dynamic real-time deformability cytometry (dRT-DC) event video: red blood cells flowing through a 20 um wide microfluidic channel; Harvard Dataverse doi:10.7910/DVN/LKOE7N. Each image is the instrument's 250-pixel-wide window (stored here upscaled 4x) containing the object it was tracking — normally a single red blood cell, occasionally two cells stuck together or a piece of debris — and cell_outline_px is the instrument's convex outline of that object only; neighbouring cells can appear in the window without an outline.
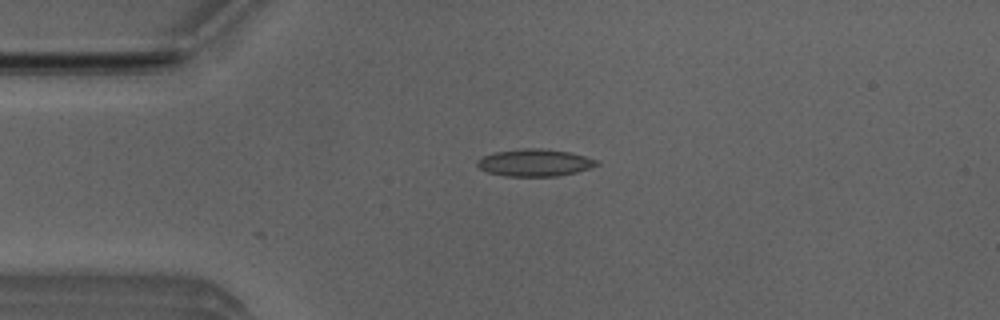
{"species": "Egyptian fruit bat (a non-hibernating species)", "species_latin": "Rousettus aegyptiacus", "temperature_condition": "room temperature", "stored_images_in_passage": 7, "camera_frame_rate_fps": 3000, "um_per_image_px": 0.085, "animal": {"sex": "male"}, "frame": {"image": 1, "passage_image": 7, "time_ms": 2.0, "image_size_px": [1000, 320], "cell_outline_px": [[600, 164], [576, 172], [556, 176], [504, 176], [488, 172], [480, 168], [476, 164], [476, 160], [484, 156], [496, 152], [524, 148], [540, 148], [568, 152], [584, 156], [596, 160]], "centroid_in_image_um": [45.42, 13.83], "position_along_channel_um": 39.6, "area_um2": 18.67}}